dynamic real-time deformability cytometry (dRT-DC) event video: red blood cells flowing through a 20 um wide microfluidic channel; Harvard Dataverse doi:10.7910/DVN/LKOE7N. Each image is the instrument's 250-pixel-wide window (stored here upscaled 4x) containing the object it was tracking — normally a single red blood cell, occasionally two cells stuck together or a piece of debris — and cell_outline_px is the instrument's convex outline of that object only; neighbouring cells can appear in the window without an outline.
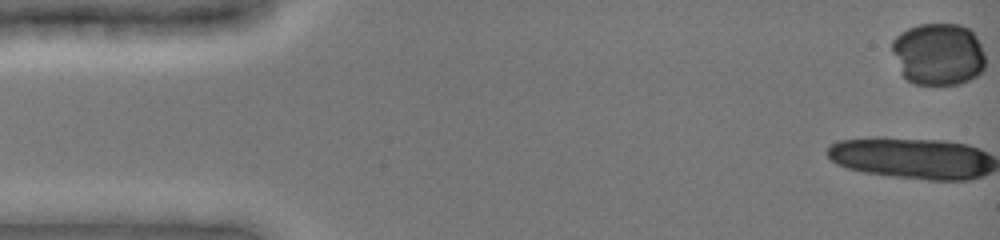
{"species": "common noctule bat (a hibernating species)", "species_latin": "Nyctalus noctula", "temperature_condition": "cold", "stored_images_in_passage": 36, "camera_frame_rate_fps": 3000, "um_per_image_px": 0.085, "animal": {"sex": "female", "body_mass_g": 19.0, "forearm_length_mm": 51.5}, "frame": {"image": 1, "passage_image": 1, "time_ms": 0.0, "image_size_px": [1000, 240], "cell_outline_px": [[984, 68], [976, 76], [960, 84], [916, 84], [908, 80], [900, 72], [892, 52], [892, 40], [900, 32], [908, 28], [920, 24], [960, 24], [968, 28], [976, 36], [984, 52]], "centroid_in_image_um": [79.75, 4.59], "position_along_channel_um": 5.3, "area_um2": 33.93}, "authors_computed_cell_mechanics": {"area_um2": 20.4323, "velocity_mm_per_s": 3.9792, "shape_relaxation_time_tau1_ms": null, "shape_relaxation_time_tau2_ms": 1.1696, "deformation_change_tau1": null, "deformation_change_tau2": 0.062}}